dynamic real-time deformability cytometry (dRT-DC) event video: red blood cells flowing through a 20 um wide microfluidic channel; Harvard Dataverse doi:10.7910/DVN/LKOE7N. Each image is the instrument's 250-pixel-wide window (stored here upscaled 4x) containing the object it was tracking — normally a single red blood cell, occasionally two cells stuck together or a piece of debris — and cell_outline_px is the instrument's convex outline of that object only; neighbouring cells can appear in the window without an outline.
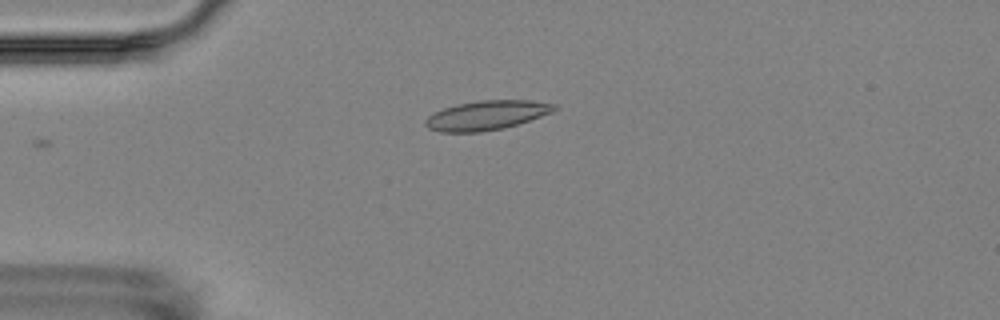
{"species": "Egyptian fruit bat (a non-hibernating species)", "species_latin": "Rousettus aegyptiacus", "temperature_condition": "room temperature", "stored_images_in_passage": 3, "camera_frame_rate_fps": 3000, "um_per_image_px": 0.085, "animal": {"sex": "female"}, "frame": {"image": 1, "passage_image": 3, "time_ms": 2.333, "image_size_px": [1000, 320], "cell_outline_px": [[560, 108], [552, 112], [504, 128], [480, 132], [440, 132], [428, 128], [424, 124], [424, 120], [428, 116], [444, 108], [456, 104], [480, 100], [532, 100], [556, 104]], "centroid_in_image_um": [41.36, 9.79], "position_along_channel_um": 43.6, "area_um2": 22.02}}